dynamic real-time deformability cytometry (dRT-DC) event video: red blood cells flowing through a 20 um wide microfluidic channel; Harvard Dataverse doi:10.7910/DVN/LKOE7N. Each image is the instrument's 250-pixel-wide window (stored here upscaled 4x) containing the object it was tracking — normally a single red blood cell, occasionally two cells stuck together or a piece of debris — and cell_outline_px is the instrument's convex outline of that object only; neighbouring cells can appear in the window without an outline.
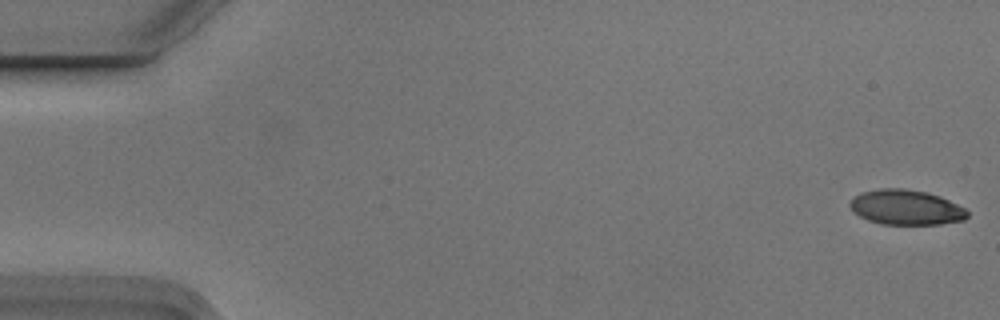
{"species": "Egyptian fruit bat (a non-hibernating species)", "species_latin": "Rousettus aegyptiacus", "temperature_condition": "cold", "stored_images_in_passage": 5, "camera_frame_rate_fps": 3000, "um_per_image_px": 0.085, "animal": {"sex": "male"}, "frame": {"image": 1, "passage_image": 1, "time_ms": 0.0, "image_size_px": [1000, 320], "cell_outline_px": [[968, 216], [964, 220], [940, 224], [880, 224], [868, 220], [852, 212], [848, 204], [856, 196], [864, 192], [880, 188], [904, 188], [924, 192], [940, 196], [964, 208], [968, 212]], "centroid_in_image_um": [77.0, 17.63], "position_along_channel_um": 8.0, "area_um2": 23.81}}
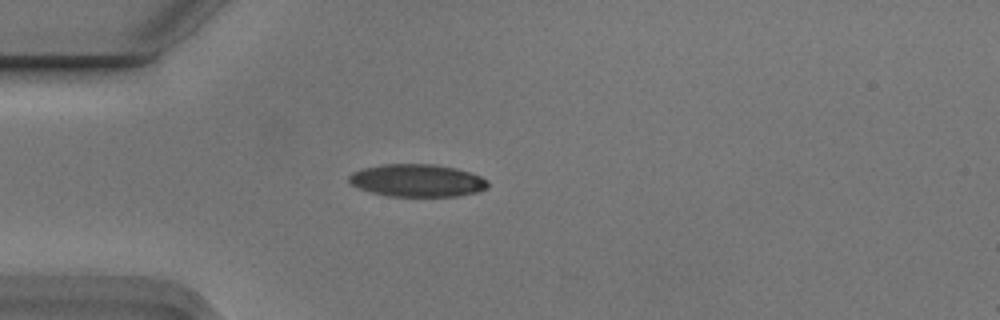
{"frame": {"image": 2, "passage_image": 5, "time_ms": 1.333, "image_size_px": [1000, 320], "cell_outline_px": [[488, 188], [476, 192], [460, 196], [388, 196], [372, 192], [360, 188], [352, 184], [348, 180], [348, 176], [352, 172], [360, 168], [380, 164], [432, 164], [456, 168], [480, 176], [488, 180]], "centroid_in_image_um": [35.45, 15.33], "position_along_channel_um": 49.6, "area_um2": 26.41}}